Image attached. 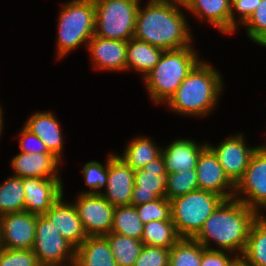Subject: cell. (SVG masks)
<instances>
[{
    "label": "cell",
    "mask_w": 266,
    "mask_h": 266,
    "mask_svg": "<svg viewBox=\"0 0 266 266\" xmlns=\"http://www.w3.org/2000/svg\"><path fill=\"white\" fill-rule=\"evenodd\" d=\"M161 154V148L146 137L132 140L126 147L123 156H118L134 171L142 169L148 162Z\"/></svg>",
    "instance_id": "cell-27"
},
{
    "label": "cell",
    "mask_w": 266,
    "mask_h": 266,
    "mask_svg": "<svg viewBox=\"0 0 266 266\" xmlns=\"http://www.w3.org/2000/svg\"><path fill=\"white\" fill-rule=\"evenodd\" d=\"M0 266H41L32 249H6L0 251Z\"/></svg>",
    "instance_id": "cell-36"
},
{
    "label": "cell",
    "mask_w": 266,
    "mask_h": 266,
    "mask_svg": "<svg viewBox=\"0 0 266 266\" xmlns=\"http://www.w3.org/2000/svg\"><path fill=\"white\" fill-rule=\"evenodd\" d=\"M200 266H240V257H228L226 251L205 249Z\"/></svg>",
    "instance_id": "cell-38"
},
{
    "label": "cell",
    "mask_w": 266,
    "mask_h": 266,
    "mask_svg": "<svg viewBox=\"0 0 266 266\" xmlns=\"http://www.w3.org/2000/svg\"><path fill=\"white\" fill-rule=\"evenodd\" d=\"M135 171L115 154L108 157L106 193L100 194L114 207L130 205Z\"/></svg>",
    "instance_id": "cell-15"
},
{
    "label": "cell",
    "mask_w": 266,
    "mask_h": 266,
    "mask_svg": "<svg viewBox=\"0 0 266 266\" xmlns=\"http://www.w3.org/2000/svg\"><path fill=\"white\" fill-rule=\"evenodd\" d=\"M206 147V143L198 145L189 139L172 141L165 149H161L167 174L195 169L199 155Z\"/></svg>",
    "instance_id": "cell-20"
},
{
    "label": "cell",
    "mask_w": 266,
    "mask_h": 266,
    "mask_svg": "<svg viewBox=\"0 0 266 266\" xmlns=\"http://www.w3.org/2000/svg\"><path fill=\"white\" fill-rule=\"evenodd\" d=\"M240 266H266V218L261 214L252 223Z\"/></svg>",
    "instance_id": "cell-24"
},
{
    "label": "cell",
    "mask_w": 266,
    "mask_h": 266,
    "mask_svg": "<svg viewBox=\"0 0 266 266\" xmlns=\"http://www.w3.org/2000/svg\"><path fill=\"white\" fill-rule=\"evenodd\" d=\"M205 249L194 238H181L170 248L169 266H200Z\"/></svg>",
    "instance_id": "cell-31"
},
{
    "label": "cell",
    "mask_w": 266,
    "mask_h": 266,
    "mask_svg": "<svg viewBox=\"0 0 266 266\" xmlns=\"http://www.w3.org/2000/svg\"><path fill=\"white\" fill-rule=\"evenodd\" d=\"M21 139L19 140L21 152L25 153H50L46 145L37 137L35 134L31 133L25 127L21 129ZM31 142H35L32 145ZM34 144V143H33Z\"/></svg>",
    "instance_id": "cell-40"
},
{
    "label": "cell",
    "mask_w": 266,
    "mask_h": 266,
    "mask_svg": "<svg viewBox=\"0 0 266 266\" xmlns=\"http://www.w3.org/2000/svg\"><path fill=\"white\" fill-rule=\"evenodd\" d=\"M245 143L242 134H238L222 141L217 147L207 144L217 156L226 176L234 185L242 178L253 153L258 148H249Z\"/></svg>",
    "instance_id": "cell-12"
},
{
    "label": "cell",
    "mask_w": 266,
    "mask_h": 266,
    "mask_svg": "<svg viewBox=\"0 0 266 266\" xmlns=\"http://www.w3.org/2000/svg\"><path fill=\"white\" fill-rule=\"evenodd\" d=\"M258 148H261V149H266V145L264 146H258Z\"/></svg>",
    "instance_id": "cell-45"
},
{
    "label": "cell",
    "mask_w": 266,
    "mask_h": 266,
    "mask_svg": "<svg viewBox=\"0 0 266 266\" xmlns=\"http://www.w3.org/2000/svg\"><path fill=\"white\" fill-rule=\"evenodd\" d=\"M244 193V198L240 197ZM234 198L259 212L266 207V149L257 148L242 178L235 185ZM260 206V207H259Z\"/></svg>",
    "instance_id": "cell-9"
},
{
    "label": "cell",
    "mask_w": 266,
    "mask_h": 266,
    "mask_svg": "<svg viewBox=\"0 0 266 266\" xmlns=\"http://www.w3.org/2000/svg\"><path fill=\"white\" fill-rule=\"evenodd\" d=\"M76 266H117L105 236H88L76 249Z\"/></svg>",
    "instance_id": "cell-23"
},
{
    "label": "cell",
    "mask_w": 266,
    "mask_h": 266,
    "mask_svg": "<svg viewBox=\"0 0 266 266\" xmlns=\"http://www.w3.org/2000/svg\"><path fill=\"white\" fill-rule=\"evenodd\" d=\"M138 216L144 224L153 220H172L171 202L166 197H159L154 201L135 206Z\"/></svg>",
    "instance_id": "cell-33"
},
{
    "label": "cell",
    "mask_w": 266,
    "mask_h": 266,
    "mask_svg": "<svg viewBox=\"0 0 266 266\" xmlns=\"http://www.w3.org/2000/svg\"><path fill=\"white\" fill-rule=\"evenodd\" d=\"M140 0H94V35L128 41L134 37Z\"/></svg>",
    "instance_id": "cell-7"
},
{
    "label": "cell",
    "mask_w": 266,
    "mask_h": 266,
    "mask_svg": "<svg viewBox=\"0 0 266 266\" xmlns=\"http://www.w3.org/2000/svg\"><path fill=\"white\" fill-rule=\"evenodd\" d=\"M260 2L261 0H231V33L236 30L238 25L234 18L233 9L240 13V23L245 24Z\"/></svg>",
    "instance_id": "cell-39"
},
{
    "label": "cell",
    "mask_w": 266,
    "mask_h": 266,
    "mask_svg": "<svg viewBox=\"0 0 266 266\" xmlns=\"http://www.w3.org/2000/svg\"><path fill=\"white\" fill-rule=\"evenodd\" d=\"M170 248L144 245L134 266H169Z\"/></svg>",
    "instance_id": "cell-37"
},
{
    "label": "cell",
    "mask_w": 266,
    "mask_h": 266,
    "mask_svg": "<svg viewBox=\"0 0 266 266\" xmlns=\"http://www.w3.org/2000/svg\"><path fill=\"white\" fill-rule=\"evenodd\" d=\"M194 50L192 45L164 50L157 65L144 77L149 95L155 103L167 102L200 62Z\"/></svg>",
    "instance_id": "cell-4"
},
{
    "label": "cell",
    "mask_w": 266,
    "mask_h": 266,
    "mask_svg": "<svg viewBox=\"0 0 266 266\" xmlns=\"http://www.w3.org/2000/svg\"><path fill=\"white\" fill-rule=\"evenodd\" d=\"M37 214L26 211L0 216L3 248L32 249Z\"/></svg>",
    "instance_id": "cell-13"
},
{
    "label": "cell",
    "mask_w": 266,
    "mask_h": 266,
    "mask_svg": "<svg viewBox=\"0 0 266 266\" xmlns=\"http://www.w3.org/2000/svg\"><path fill=\"white\" fill-rule=\"evenodd\" d=\"M161 1H168V2H174V3H178L179 6H183L187 0H161Z\"/></svg>",
    "instance_id": "cell-41"
},
{
    "label": "cell",
    "mask_w": 266,
    "mask_h": 266,
    "mask_svg": "<svg viewBox=\"0 0 266 266\" xmlns=\"http://www.w3.org/2000/svg\"><path fill=\"white\" fill-rule=\"evenodd\" d=\"M231 0H187L186 7L192 14L208 22L219 31L231 34Z\"/></svg>",
    "instance_id": "cell-22"
},
{
    "label": "cell",
    "mask_w": 266,
    "mask_h": 266,
    "mask_svg": "<svg viewBox=\"0 0 266 266\" xmlns=\"http://www.w3.org/2000/svg\"><path fill=\"white\" fill-rule=\"evenodd\" d=\"M52 266H62V265H52ZM63 266H66V265H63ZM70 266H76V264L72 263V264H70Z\"/></svg>",
    "instance_id": "cell-44"
},
{
    "label": "cell",
    "mask_w": 266,
    "mask_h": 266,
    "mask_svg": "<svg viewBox=\"0 0 266 266\" xmlns=\"http://www.w3.org/2000/svg\"><path fill=\"white\" fill-rule=\"evenodd\" d=\"M62 197L43 215L53 224L59 234L77 249L88 235L83 228L74 203L67 204Z\"/></svg>",
    "instance_id": "cell-17"
},
{
    "label": "cell",
    "mask_w": 266,
    "mask_h": 266,
    "mask_svg": "<svg viewBox=\"0 0 266 266\" xmlns=\"http://www.w3.org/2000/svg\"><path fill=\"white\" fill-rule=\"evenodd\" d=\"M1 106V105H0ZM2 109L0 107V135H1V132H2V129H3V118H2ZM2 128V129H1Z\"/></svg>",
    "instance_id": "cell-42"
},
{
    "label": "cell",
    "mask_w": 266,
    "mask_h": 266,
    "mask_svg": "<svg viewBox=\"0 0 266 266\" xmlns=\"http://www.w3.org/2000/svg\"><path fill=\"white\" fill-rule=\"evenodd\" d=\"M166 176L162 154L148 162L142 169L135 170L130 205L138 206L159 197H166Z\"/></svg>",
    "instance_id": "cell-11"
},
{
    "label": "cell",
    "mask_w": 266,
    "mask_h": 266,
    "mask_svg": "<svg viewBox=\"0 0 266 266\" xmlns=\"http://www.w3.org/2000/svg\"><path fill=\"white\" fill-rule=\"evenodd\" d=\"M74 206L88 236L111 233L115 207L100 193H81Z\"/></svg>",
    "instance_id": "cell-10"
},
{
    "label": "cell",
    "mask_w": 266,
    "mask_h": 266,
    "mask_svg": "<svg viewBox=\"0 0 266 266\" xmlns=\"http://www.w3.org/2000/svg\"><path fill=\"white\" fill-rule=\"evenodd\" d=\"M3 249L2 234H1V222H0V251Z\"/></svg>",
    "instance_id": "cell-43"
},
{
    "label": "cell",
    "mask_w": 266,
    "mask_h": 266,
    "mask_svg": "<svg viewBox=\"0 0 266 266\" xmlns=\"http://www.w3.org/2000/svg\"><path fill=\"white\" fill-rule=\"evenodd\" d=\"M178 3L149 0L145 9L139 6L134 38L163 50L191 46V34Z\"/></svg>",
    "instance_id": "cell-2"
},
{
    "label": "cell",
    "mask_w": 266,
    "mask_h": 266,
    "mask_svg": "<svg viewBox=\"0 0 266 266\" xmlns=\"http://www.w3.org/2000/svg\"><path fill=\"white\" fill-rule=\"evenodd\" d=\"M181 237L172 220H153L144 224L141 241L144 245L171 248Z\"/></svg>",
    "instance_id": "cell-26"
},
{
    "label": "cell",
    "mask_w": 266,
    "mask_h": 266,
    "mask_svg": "<svg viewBox=\"0 0 266 266\" xmlns=\"http://www.w3.org/2000/svg\"><path fill=\"white\" fill-rule=\"evenodd\" d=\"M144 223L138 216L135 206L115 207L111 232L141 240Z\"/></svg>",
    "instance_id": "cell-29"
},
{
    "label": "cell",
    "mask_w": 266,
    "mask_h": 266,
    "mask_svg": "<svg viewBox=\"0 0 266 266\" xmlns=\"http://www.w3.org/2000/svg\"><path fill=\"white\" fill-rule=\"evenodd\" d=\"M15 174L23 178H60L57 167L60 160L51 153H18L11 159Z\"/></svg>",
    "instance_id": "cell-19"
},
{
    "label": "cell",
    "mask_w": 266,
    "mask_h": 266,
    "mask_svg": "<svg viewBox=\"0 0 266 266\" xmlns=\"http://www.w3.org/2000/svg\"><path fill=\"white\" fill-rule=\"evenodd\" d=\"M83 177L87 186L94 189L93 191H86L82 193H100V189L103 186H107L108 179V159L106 166H102L101 163L96 161H90L84 165L82 169Z\"/></svg>",
    "instance_id": "cell-35"
},
{
    "label": "cell",
    "mask_w": 266,
    "mask_h": 266,
    "mask_svg": "<svg viewBox=\"0 0 266 266\" xmlns=\"http://www.w3.org/2000/svg\"><path fill=\"white\" fill-rule=\"evenodd\" d=\"M222 86L220 73L199 62L165 103L179 114L207 115L217 104Z\"/></svg>",
    "instance_id": "cell-3"
},
{
    "label": "cell",
    "mask_w": 266,
    "mask_h": 266,
    "mask_svg": "<svg viewBox=\"0 0 266 266\" xmlns=\"http://www.w3.org/2000/svg\"><path fill=\"white\" fill-rule=\"evenodd\" d=\"M196 190H199V185L195 169L167 174L166 198L169 201Z\"/></svg>",
    "instance_id": "cell-32"
},
{
    "label": "cell",
    "mask_w": 266,
    "mask_h": 266,
    "mask_svg": "<svg viewBox=\"0 0 266 266\" xmlns=\"http://www.w3.org/2000/svg\"><path fill=\"white\" fill-rule=\"evenodd\" d=\"M24 198L23 179L16 176L6 179L0 185V216L24 211Z\"/></svg>",
    "instance_id": "cell-30"
},
{
    "label": "cell",
    "mask_w": 266,
    "mask_h": 266,
    "mask_svg": "<svg viewBox=\"0 0 266 266\" xmlns=\"http://www.w3.org/2000/svg\"><path fill=\"white\" fill-rule=\"evenodd\" d=\"M117 266H134L144 244L141 240L111 232L105 236Z\"/></svg>",
    "instance_id": "cell-28"
},
{
    "label": "cell",
    "mask_w": 266,
    "mask_h": 266,
    "mask_svg": "<svg viewBox=\"0 0 266 266\" xmlns=\"http://www.w3.org/2000/svg\"><path fill=\"white\" fill-rule=\"evenodd\" d=\"M57 57H64L94 36V0H72L63 5L58 17Z\"/></svg>",
    "instance_id": "cell-5"
},
{
    "label": "cell",
    "mask_w": 266,
    "mask_h": 266,
    "mask_svg": "<svg viewBox=\"0 0 266 266\" xmlns=\"http://www.w3.org/2000/svg\"><path fill=\"white\" fill-rule=\"evenodd\" d=\"M163 52L162 48L133 37L127 41L126 70L132 67L145 77L157 65Z\"/></svg>",
    "instance_id": "cell-25"
},
{
    "label": "cell",
    "mask_w": 266,
    "mask_h": 266,
    "mask_svg": "<svg viewBox=\"0 0 266 266\" xmlns=\"http://www.w3.org/2000/svg\"><path fill=\"white\" fill-rule=\"evenodd\" d=\"M86 45L95 68L111 71L126 70L127 41L105 39L94 35Z\"/></svg>",
    "instance_id": "cell-18"
},
{
    "label": "cell",
    "mask_w": 266,
    "mask_h": 266,
    "mask_svg": "<svg viewBox=\"0 0 266 266\" xmlns=\"http://www.w3.org/2000/svg\"><path fill=\"white\" fill-rule=\"evenodd\" d=\"M32 250L41 266L64 265L65 261L70 265L76 260V248L44 215H37Z\"/></svg>",
    "instance_id": "cell-8"
},
{
    "label": "cell",
    "mask_w": 266,
    "mask_h": 266,
    "mask_svg": "<svg viewBox=\"0 0 266 266\" xmlns=\"http://www.w3.org/2000/svg\"><path fill=\"white\" fill-rule=\"evenodd\" d=\"M246 25L247 36L256 44L266 43V0H261Z\"/></svg>",
    "instance_id": "cell-34"
},
{
    "label": "cell",
    "mask_w": 266,
    "mask_h": 266,
    "mask_svg": "<svg viewBox=\"0 0 266 266\" xmlns=\"http://www.w3.org/2000/svg\"><path fill=\"white\" fill-rule=\"evenodd\" d=\"M46 145L49 152L60 160L63 150V137L60 124L51 112L32 115L24 126Z\"/></svg>",
    "instance_id": "cell-21"
},
{
    "label": "cell",
    "mask_w": 266,
    "mask_h": 266,
    "mask_svg": "<svg viewBox=\"0 0 266 266\" xmlns=\"http://www.w3.org/2000/svg\"><path fill=\"white\" fill-rule=\"evenodd\" d=\"M259 214L261 213H257L236 198L224 199L194 239L206 249L230 253L238 250L240 257L245 249L252 223ZM210 240L215 241L220 248L209 247Z\"/></svg>",
    "instance_id": "cell-1"
},
{
    "label": "cell",
    "mask_w": 266,
    "mask_h": 266,
    "mask_svg": "<svg viewBox=\"0 0 266 266\" xmlns=\"http://www.w3.org/2000/svg\"><path fill=\"white\" fill-rule=\"evenodd\" d=\"M224 198L196 190L176 197L171 202V219L181 238H194Z\"/></svg>",
    "instance_id": "cell-6"
},
{
    "label": "cell",
    "mask_w": 266,
    "mask_h": 266,
    "mask_svg": "<svg viewBox=\"0 0 266 266\" xmlns=\"http://www.w3.org/2000/svg\"><path fill=\"white\" fill-rule=\"evenodd\" d=\"M195 170L199 190L218 194L224 199L234 198L235 185L226 176L217 156L208 146L199 155ZM227 188H229V192L226 190Z\"/></svg>",
    "instance_id": "cell-14"
},
{
    "label": "cell",
    "mask_w": 266,
    "mask_h": 266,
    "mask_svg": "<svg viewBox=\"0 0 266 266\" xmlns=\"http://www.w3.org/2000/svg\"><path fill=\"white\" fill-rule=\"evenodd\" d=\"M24 211L43 215L63 196L60 178H23Z\"/></svg>",
    "instance_id": "cell-16"
}]
</instances>
